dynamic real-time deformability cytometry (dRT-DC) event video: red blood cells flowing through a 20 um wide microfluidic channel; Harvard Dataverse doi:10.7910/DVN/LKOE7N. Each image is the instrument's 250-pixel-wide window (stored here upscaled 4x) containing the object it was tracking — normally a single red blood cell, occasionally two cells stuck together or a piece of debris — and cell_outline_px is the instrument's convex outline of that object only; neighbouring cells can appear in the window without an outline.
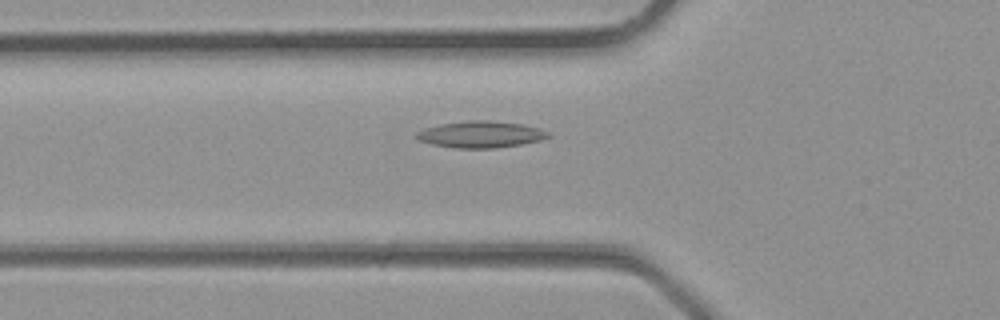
{"species": "common noctule bat (a hibernating species)", "species_latin": "Nyctalus noctula", "temperature_condition": "room temperature", "stored_images_in_passage": 30, "camera_frame_rate_fps": 3000, "um_per_image_px": 0.085, "animal": {"sex": "male", "body_mass_g": 23.1, "forearm_length_mm": 52.7}, "frame": {"image": 1, "passage_image": 8, "time_ms": 2.333, "image_size_px": [1000, 320], "cell_outline_px": [[552, 136], [540, 140], [520, 144], [496, 148], [452, 148], [432, 144], [420, 140], [416, 136], [416, 132], [440, 124], [468, 120], [488, 120], [520, 124], [540, 128], [548, 132]], "centroid_in_image_um": [40.88, 11.42], "position_along_channel_um": 84.9, "area_um2": 20.23}}
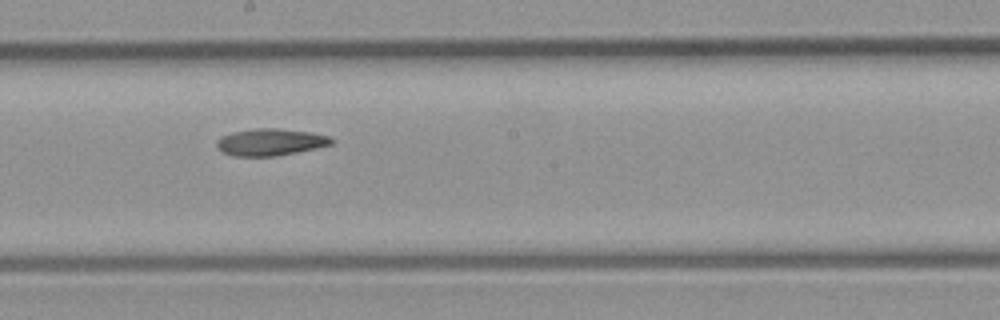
{"frame": {"image": 2, "passage_image": 15, "time_ms": 4.667, "image_size_px": [1000, 320], "cell_outline_px": [[332, 144], [316, 148], [276, 156], [236, 156], [224, 152], [216, 144], [216, 140], [232, 132], [256, 128], [276, 128], [308, 132], [328, 136], [332, 140]], "centroid_in_image_um": [22.98, 12.08], "position_along_channel_um": 225.2, "area_um2": 17.63}}
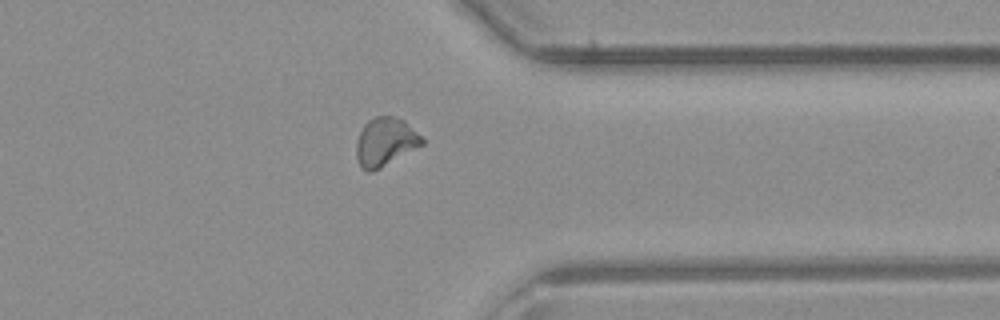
{"frame": {"image": 3, "passage_image": 23, "time_ms": 7.333, "image_size_px": [1000, 320], "cell_outline_px": [[424, 144], [380, 168], [372, 172], [368, 172], [360, 168], [356, 156], [356, 144], [360, 132], [364, 124], [368, 120], [376, 116], [392, 116], [404, 120], [424, 140]], "centroid_in_image_um": [32.72, 12.07], "position_along_channel_um": 378.7, "area_um2": 18.44}}